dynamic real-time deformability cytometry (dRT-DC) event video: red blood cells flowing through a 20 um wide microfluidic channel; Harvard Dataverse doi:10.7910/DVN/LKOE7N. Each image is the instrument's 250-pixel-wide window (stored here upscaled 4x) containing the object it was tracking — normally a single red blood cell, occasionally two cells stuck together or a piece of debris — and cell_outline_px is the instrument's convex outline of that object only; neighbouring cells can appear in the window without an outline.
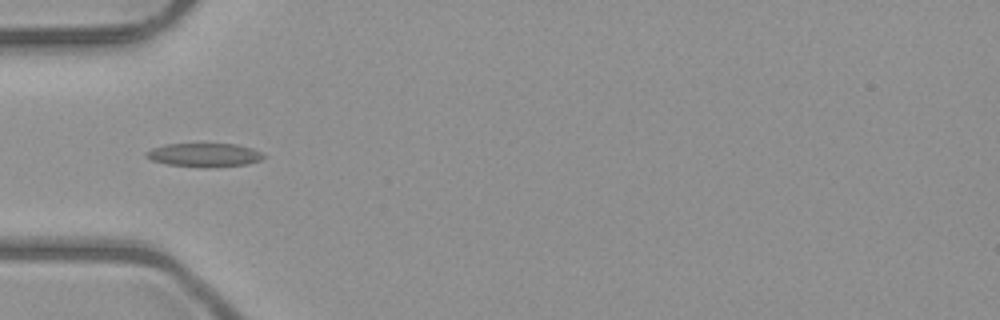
{"species": "common noctule bat (a hibernating species)", "species_latin": "Nyctalus noctula", "temperature_condition": "room temperature", "stored_images_in_passage": 5, "camera_frame_rate_fps": 3000, "um_per_image_px": 0.085, "animal": {"sex": "male", "body_mass_g": 23.1, "forearm_length_mm": 52.7}, "frame": {"image": 1, "passage_image": 5, "time_ms": 5.333, "image_size_px": [1000, 320], "cell_outline_px": [[264, 156], [260, 160], [248, 164], [208, 168], [200, 168], [168, 164], [152, 160], [144, 156], [144, 152], [152, 148], [164, 144], [236, 144], [252, 148], [260, 152]], "centroid_in_image_um": [17.33, 13.18], "position_along_channel_um": 67.7, "area_um2": 16.3}}